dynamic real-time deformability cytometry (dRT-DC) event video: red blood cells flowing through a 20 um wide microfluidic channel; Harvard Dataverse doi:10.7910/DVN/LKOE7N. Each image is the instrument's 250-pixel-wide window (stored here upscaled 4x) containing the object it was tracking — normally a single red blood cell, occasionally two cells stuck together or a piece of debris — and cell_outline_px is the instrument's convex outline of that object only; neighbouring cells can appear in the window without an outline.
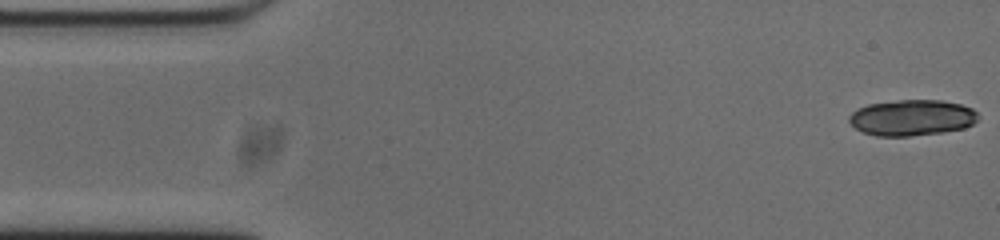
{"species": "common noctule bat (a hibernating species)", "species_latin": "Nyctalus noctula", "temperature_condition": "cold", "stored_images_in_passage": 15, "camera_frame_rate_fps": 3000, "um_per_image_px": 0.085, "animal": {"sex": "male", "body_mass_g": 20.0, "forearm_length_mm": 53.3}, "frame": {"image": 1, "passage_image": 1, "time_ms": 0.0, "image_size_px": [1000, 240], "cell_outline_px": [[980, 116], [972, 124], [964, 128], [944, 132], [908, 136], [876, 136], [864, 132], [856, 128], [848, 120], [848, 116], [852, 112], [868, 104], [900, 100], [940, 100], [960, 104], [972, 108]], "centroid_in_image_um": [77.52, 10.0], "position_along_channel_um": 7.5, "area_um2": 26.93}}
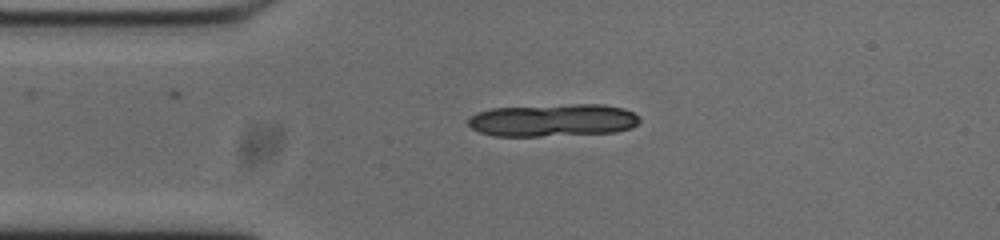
{"frame": {"image": 2, "passage_image": 11, "time_ms": 3.333, "image_size_px": [1000, 240], "cell_outline_px": [[640, 120], [632, 128], [616, 132], [540, 136], [496, 136], [480, 132], [472, 128], [468, 124], [468, 120], [476, 112], [492, 108], [572, 104], [604, 104], [624, 108], [640, 116]], "centroid_in_image_um": [47.03, 10.21], "position_along_channel_um": 38.0, "area_um2": 32.66}}